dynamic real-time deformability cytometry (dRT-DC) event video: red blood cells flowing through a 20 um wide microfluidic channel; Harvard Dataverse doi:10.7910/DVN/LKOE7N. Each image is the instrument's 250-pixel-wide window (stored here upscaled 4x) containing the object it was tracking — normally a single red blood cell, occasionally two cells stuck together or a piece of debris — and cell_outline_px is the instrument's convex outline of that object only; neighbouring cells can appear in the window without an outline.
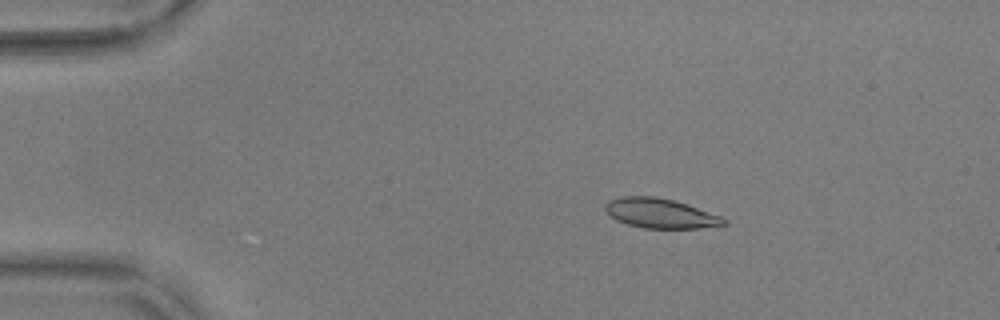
{"species": "common noctule bat (a hibernating species)", "species_latin": "Nyctalus noctula", "temperature_condition": "warm", "stored_images_in_passage": 55, "camera_frame_rate_fps": 3000, "um_per_image_px": 0.085, "animal": {"sex": "male", "body_mass_g": 17.9, "forearm_length_mm": 54.2}, "frame": {"image": 1, "passage_image": 10, "time_ms": 3.0, "image_size_px": [1000, 320], "cell_outline_px": [[728, 224], [700, 228], [644, 228], [628, 224], [616, 220], [604, 208], [604, 204], [608, 200], [620, 196], [656, 196], [672, 200], [720, 216], [728, 220]], "centroid_in_image_um": [56.1, 18.13], "position_along_channel_um": 28.9, "area_um2": 20.29}}
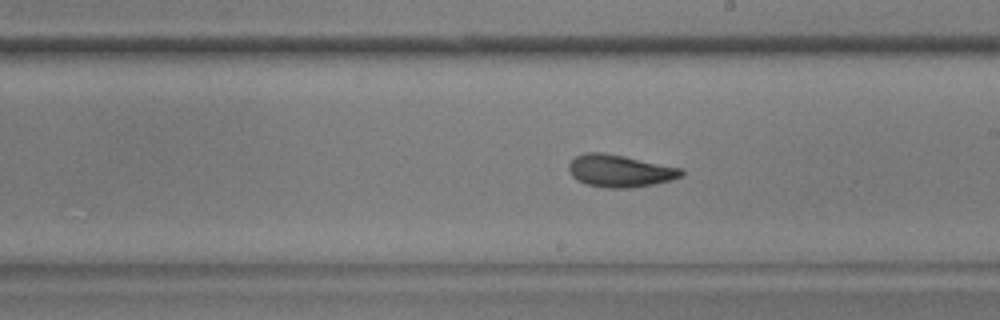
{"frame": {"image": 2, "passage_image": 32, "time_ms": 10.333, "image_size_px": [1000, 320], "cell_outline_px": [[684, 176], [672, 180], [656, 184], [628, 188], [608, 188], [588, 184], [576, 180], [572, 176], [568, 168], [568, 164], [576, 156], [584, 152], [604, 152], [684, 168]], "centroid_in_image_um": [52.73, 14.52], "position_along_channel_um": 236.3, "area_um2": 21.44}}
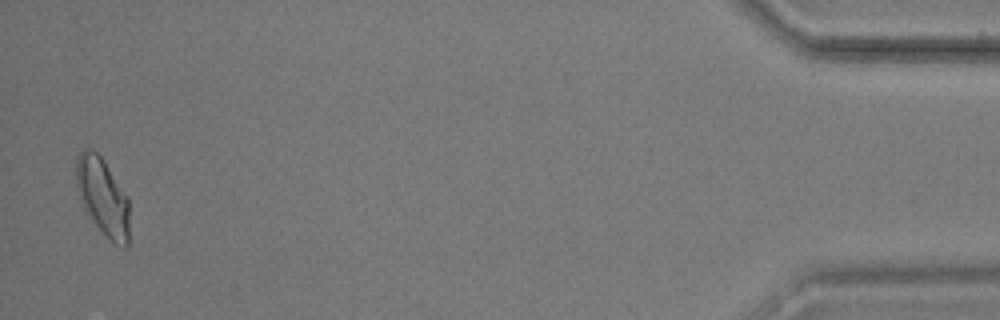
{"frame": {"image": 3, "passage_image": 54, "time_ms": 17.667, "image_size_px": [1000, 320], "cell_outline_px": [[128, 248], [124, 248], [116, 244], [88, 216], [80, 200], [76, 184], [76, 160], [80, 152], [84, 148], [88, 148], [96, 152], [104, 160], [128, 200]], "centroid_in_image_um": [8.7, 16.7], "position_along_channel_um": 426.5, "area_um2": 23.47}, "authors_computed_cell_mechanics": {"area_um2": 21.097, "velocity_mm_per_s": 3.7005, "shape_relaxation_time_tau1_ms": 5.1815, "shape_relaxation_time_tau2_ms": 1.4875, "deformation_change_tau1": 0.1623, "deformation_change_tau2": 0.0624}}